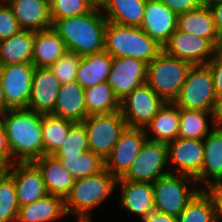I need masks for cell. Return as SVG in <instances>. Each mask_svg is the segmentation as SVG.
<instances>
[{
  "label": "cell",
  "instance_id": "obj_1",
  "mask_svg": "<svg viewBox=\"0 0 222 222\" xmlns=\"http://www.w3.org/2000/svg\"><path fill=\"white\" fill-rule=\"evenodd\" d=\"M0 119L13 163L33 162L44 155L42 114L28 109H9L0 114Z\"/></svg>",
  "mask_w": 222,
  "mask_h": 222
},
{
  "label": "cell",
  "instance_id": "obj_2",
  "mask_svg": "<svg viewBox=\"0 0 222 222\" xmlns=\"http://www.w3.org/2000/svg\"><path fill=\"white\" fill-rule=\"evenodd\" d=\"M107 19L100 7L83 15L62 18L52 22V29L64 41L68 51L80 57L104 51Z\"/></svg>",
  "mask_w": 222,
  "mask_h": 222
},
{
  "label": "cell",
  "instance_id": "obj_3",
  "mask_svg": "<svg viewBox=\"0 0 222 222\" xmlns=\"http://www.w3.org/2000/svg\"><path fill=\"white\" fill-rule=\"evenodd\" d=\"M116 181L105 168L97 174L75 179L70 193L64 199L66 215L72 212L78 216V222H92L90 211L114 192L118 187Z\"/></svg>",
  "mask_w": 222,
  "mask_h": 222
},
{
  "label": "cell",
  "instance_id": "obj_4",
  "mask_svg": "<svg viewBox=\"0 0 222 222\" xmlns=\"http://www.w3.org/2000/svg\"><path fill=\"white\" fill-rule=\"evenodd\" d=\"M104 51L112 57H130L148 64L162 52V46L140 27L107 22Z\"/></svg>",
  "mask_w": 222,
  "mask_h": 222
},
{
  "label": "cell",
  "instance_id": "obj_5",
  "mask_svg": "<svg viewBox=\"0 0 222 222\" xmlns=\"http://www.w3.org/2000/svg\"><path fill=\"white\" fill-rule=\"evenodd\" d=\"M192 65L163 51L147 64L146 83L165 102H174Z\"/></svg>",
  "mask_w": 222,
  "mask_h": 222
},
{
  "label": "cell",
  "instance_id": "obj_6",
  "mask_svg": "<svg viewBox=\"0 0 222 222\" xmlns=\"http://www.w3.org/2000/svg\"><path fill=\"white\" fill-rule=\"evenodd\" d=\"M200 189L194 177L169 173L153 182L154 210L177 217Z\"/></svg>",
  "mask_w": 222,
  "mask_h": 222
},
{
  "label": "cell",
  "instance_id": "obj_7",
  "mask_svg": "<svg viewBox=\"0 0 222 222\" xmlns=\"http://www.w3.org/2000/svg\"><path fill=\"white\" fill-rule=\"evenodd\" d=\"M216 97L209 67L195 65L188 71L186 81L174 103L179 108L212 112Z\"/></svg>",
  "mask_w": 222,
  "mask_h": 222
},
{
  "label": "cell",
  "instance_id": "obj_8",
  "mask_svg": "<svg viewBox=\"0 0 222 222\" xmlns=\"http://www.w3.org/2000/svg\"><path fill=\"white\" fill-rule=\"evenodd\" d=\"M83 123L87 133L89 151L98 154L103 160L111 153L127 126L120 111L88 115Z\"/></svg>",
  "mask_w": 222,
  "mask_h": 222
},
{
  "label": "cell",
  "instance_id": "obj_9",
  "mask_svg": "<svg viewBox=\"0 0 222 222\" xmlns=\"http://www.w3.org/2000/svg\"><path fill=\"white\" fill-rule=\"evenodd\" d=\"M167 143L146 139L129 170L121 177L124 180L153 183L169 174ZM164 170V171H163Z\"/></svg>",
  "mask_w": 222,
  "mask_h": 222
},
{
  "label": "cell",
  "instance_id": "obj_10",
  "mask_svg": "<svg viewBox=\"0 0 222 222\" xmlns=\"http://www.w3.org/2000/svg\"><path fill=\"white\" fill-rule=\"evenodd\" d=\"M165 101L144 83L120 100V112L129 127L145 128Z\"/></svg>",
  "mask_w": 222,
  "mask_h": 222
},
{
  "label": "cell",
  "instance_id": "obj_11",
  "mask_svg": "<svg viewBox=\"0 0 222 222\" xmlns=\"http://www.w3.org/2000/svg\"><path fill=\"white\" fill-rule=\"evenodd\" d=\"M35 68L32 63L0 66V80L10 109H27Z\"/></svg>",
  "mask_w": 222,
  "mask_h": 222
},
{
  "label": "cell",
  "instance_id": "obj_12",
  "mask_svg": "<svg viewBox=\"0 0 222 222\" xmlns=\"http://www.w3.org/2000/svg\"><path fill=\"white\" fill-rule=\"evenodd\" d=\"M146 139L144 128L126 126L113 150L105 158L104 168L116 179L121 178L129 170Z\"/></svg>",
  "mask_w": 222,
  "mask_h": 222
},
{
  "label": "cell",
  "instance_id": "obj_13",
  "mask_svg": "<svg viewBox=\"0 0 222 222\" xmlns=\"http://www.w3.org/2000/svg\"><path fill=\"white\" fill-rule=\"evenodd\" d=\"M216 47L200 36L176 31L162 46V51L172 57L195 65H206L212 58Z\"/></svg>",
  "mask_w": 222,
  "mask_h": 222
},
{
  "label": "cell",
  "instance_id": "obj_14",
  "mask_svg": "<svg viewBox=\"0 0 222 222\" xmlns=\"http://www.w3.org/2000/svg\"><path fill=\"white\" fill-rule=\"evenodd\" d=\"M168 163L172 174H185L196 177L204 162L203 140L177 137L167 143ZM172 168L175 170H172Z\"/></svg>",
  "mask_w": 222,
  "mask_h": 222
},
{
  "label": "cell",
  "instance_id": "obj_15",
  "mask_svg": "<svg viewBox=\"0 0 222 222\" xmlns=\"http://www.w3.org/2000/svg\"><path fill=\"white\" fill-rule=\"evenodd\" d=\"M147 64L130 57H113L108 84L114 95L122 100L135 88L146 83Z\"/></svg>",
  "mask_w": 222,
  "mask_h": 222
},
{
  "label": "cell",
  "instance_id": "obj_16",
  "mask_svg": "<svg viewBox=\"0 0 222 222\" xmlns=\"http://www.w3.org/2000/svg\"><path fill=\"white\" fill-rule=\"evenodd\" d=\"M5 171L14 180L19 206L33 203L48 194L42 174L33 162H16Z\"/></svg>",
  "mask_w": 222,
  "mask_h": 222
},
{
  "label": "cell",
  "instance_id": "obj_17",
  "mask_svg": "<svg viewBox=\"0 0 222 222\" xmlns=\"http://www.w3.org/2000/svg\"><path fill=\"white\" fill-rule=\"evenodd\" d=\"M141 29L161 46L177 29V14L159 0H147Z\"/></svg>",
  "mask_w": 222,
  "mask_h": 222
},
{
  "label": "cell",
  "instance_id": "obj_18",
  "mask_svg": "<svg viewBox=\"0 0 222 222\" xmlns=\"http://www.w3.org/2000/svg\"><path fill=\"white\" fill-rule=\"evenodd\" d=\"M60 86L50 68L36 67L27 109L40 114H51L55 108Z\"/></svg>",
  "mask_w": 222,
  "mask_h": 222
},
{
  "label": "cell",
  "instance_id": "obj_19",
  "mask_svg": "<svg viewBox=\"0 0 222 222\" xmlns=\"http://www.w3.org/2000/svg\"><path fill=\"white\" fill-rule=\"evenodd\" d=\"M22 30L43 31L52 27L49 0H5Z\"/></svg>",
  "mask_w": 222,
  "mask_h": 222
},
{
  "label": "cell",
  "instance_id": "obj_20",
  "mask_svg": "<svg viewBox=\"0 0 222 222\" xmlns=\"http://www.w3.org/2000/svg\"><path fill=\"white\" fill-rule=\"evenodd\" d=\"M122 197L121 207L134 215L140 216L141 220L154 211L153 183L135 182L118 178Z\"/></svg>",
  "mask_w": 222,
  "mask_h": 222
},
{
  "label": "cell",
  "instance_id": "obj_21",
  "mask_svg": "<svg viewBox=\"0 0 222 222\" xmlns=\"http://www.w3.org/2000/svg\"><path fill=\"white\" fill-rule=\"evenodd\" d=\"M40 170L48 194L65 199L74 185L75 178L53 155L44 154L33 161Z\"/></svg>",
  "mask_w": 222,
  "mask_h": 222
},
{
  "label": "cell",
  "instance_id": "obj_22",
  "mask_svg": "<svg viewBox=\"0 0 222 222\" xmlns=\"http://www.w3.org/2000/svg\"><path fill=\"white\" fill-rule=\"evenodd\" d=\"M177 29L184 33L208 39L215 47L222 46L212 13L208 6L177 15Z\"/></svg>",
  "mask_w": 222,
  "mask_h": 222
},
{
  "label": "cell",
  "instance_id": "obj_23",
  "mask_svg": "<svg viewBox=\"0 0 222 222\" xmlns=\"http://www.w3.org/2000/svg\"><path fill=\"white\" fill-rule=\"evenodd\" d=\"M51 114L72 122H83L88 116L84 89L76 81L62 84Z\"/></svg>",
  "mask_w": 222,
  "mask_h": 222
},
{
  "label": "cell",
  "instance_id": "obj_24",
  "mask_svg": "<svg viewBox=\"0 0 222 222\" xmlns=\"http://www.w3.org/2000/svg\"><path fill=\"white\" fill-rule=\"evenodd\" d=\"M112 60L113 57L106 51L81 57L77 67L76 82L83 89L106 82L112 68Z\"/></svg>",
  "mask_w": 222,
  "mask_h": 222
},
{
  "label": "cell",
  "instance_id": "obj_25",
  "mask_svg": "<svg viewBox=\"0 0 222 222\" xmlns=\"http://www.w3.org/2000/svg\"><path fill=\"white\" fill-rule=\"evenodd\" d=\"M203 142L204 162L195 179L198 185L202 182L201 185L207 186L211 181L222 179V128H212Z\"/></svg>",
  "mask_w": 222,
  "mask_h": 222
},
{
  "label": "cell",
  "instance_id": "obj_26",
  "mask_svg": "<svg viewBox=\"0 0 222 222\" xmlns=\"http://www.w3.org/2000/svg\"><path fill=\"white\" fill-rule=\"evenodd\" d=\"M180 108L174 102H165L151 122L144 128L147 139L169 143L179 135ZM149 133L155 134L149 138Z\"/></svg>",
  "mask_w": 222,
  "mask_h": 222
},
{
  "label": "cell",
  "instance_id": "obj_27",
  "mask_svg": "<svg viewBox=\"0 0 222 222\" xmlns=\"http://www.w3.org/2000/svg\"><path fill=\"white\" fill-rule=\"evenodd\" d=\"M67 51L64 41L49 28L36 31L33 42L32 64L35 67L49 68Z\"/></svg>",
  "mask_w": 222,
  "mask_h": 222
},
{
  "label": "cell",
  "instance_id": "obj_28",
  "mask_svg": "<svg viewBox=\"0 0 222 222\" xmlns=\"http://www.w3.org/2000/svg\"><path fill=\"white\" fill-rule=\"evenodd\" d=\"M64 215H66L64 199L57 195L47 194L33 203L20 206L16 222L56 221Z\"/></svg>",
  "mask_w": 222,
  "mask_h": 222
},
{
  "label": "cell",
  "instance_id": "obj_29",
  "mask_svg": "<svg viewBox=\"0 0 222 222\" xmlns=\"http://www.w3.org/2000/svg\"><path fill=\"white\" fill-rule=\"evenodd\" d=\"M34 38V31L21 30L0 40V66L32 63Z\"/></svg>",
  "mask_w": 222,
  "mask_h": 222
},
{
  "label": "cell",
  "instance_id": "obj_30",
  "mask_svg": "<svg viewBox=\"0 0 222 222\" xmlns=\"http://www.w3.org/2000/svg\"><path fill=\"white\" fill-rule=\"evenodd\" d=\"M147 0H105L100 7L108 22L141 27ZM105 10V11H104Z\"/></svg>",
  "mask_w": 222,
  "mask_h": 222
},
{
  "label": "cell",
  "instance_id": "obj_31",
  "mask_svg": "<svg viewBox=\"0 0 222 222\" xmlns=\"http://www.w3.org/2000/svg\"><path fill=\"white\" fill-rule=\"evenodd\" d=\"M84 100L88 115L120 111V101L107 81L84 89Z\"/></svg>",
  "mask_w": 222,
  "mask_h": 222
},
{
  "label": "cell",
  "instance_id": "obj_32",
  "mask_svg": "<svg viewBox=\"0 0 222 222\" xmlns=\"http://www.w3.org/2000/svg\"><path fill=\"white\" fill-rule=\"evenodd\" d=\"M73 123L52 114H42L44 154L52 155L64 143Z\"/></svg>",
  "mask_w": 222,
  "mask_h": 222
},
{
  "label": "cell",
  "instance_id": "obj_33",
  "mask_svg": "<svg viewBox=\"0 0 222 222\" xmlns=\"http://www.w3.org/2000/svg\"><path fill=\"white\" fill-rule=\"evenodd\" d=\"M211 111L180 108L178 137L204 140L211 132L207 123Z\"/></svg>",
  "mask_w": 222,
  "mask_h": 222
},
{
  "label": "cell",
  "instance_id": "obj_34",
  "mask_svg": "<svg viewBox=\"0 0 222 222\" xmlns=\"http://www.w3.org/2000/svg\"><path fill=\"white\" fill-rule=\"evenodd\" d=\"M177 222H218L212 199L202 186L177 216Z\"/></svg>",
  "mask_w": 222,
  "mask_h": 222
},
{
  "label": "cell",
  "instance_id": "obj_35",
  "mask_svg": "<svg viewBox=\"0 0 222 222\" xmlns=\"http://www.w3.org/2000/svg\"><path fill=\"white\" fill-rule=\"evenodd\" d=\"M75 179L99 173L104 169V160L92 151H86L73 157H55Z\"/></svg>",
  "mask_w": 222,
  "mask_h": 222
},
{
  "label": "cell",
  "instance_id": "obj_36",
  "mask_svg": "<svg viewBox=\"0 0 222 222\" xmlns=\"http://www.w3.org/2000/svg\"><path fill=\"white\" fill-rule=\"evenodd\" d=\"M19 207L13 178L0 170V222H16Z\"/></svg>",
  "mask_w": 222,
  "mask_h": 222
},
{
  "label": "cell",
  "instance_id": "obj_37",
  "mask_svg": "<svg viewBox=\"0 0 222 222\" xmlns=\"http://www.w3.org/2000/svg\"><path fill=\"white\" fill-rule=\"evenodd\" d=\"M89 150L83 122H74L64 143L52 154L54 157H73Z\"/></svg>",
  "mask_w": 222,
  "mask_h": 222
},
{
  "label": "cell",
  "instance_id": "obj_38",
  "mask_svg": "<svg viewBox=\"0 0 222 222\" xmlns=\"http://www.w3.org/2000/svg\"><path fill=\"white\" fill-rule=\"evenodd\" d=\"M51 21L83 15L94 8L88 0H49Z\"/></svg>",
  "mask_w": 222,
  "mask_h": 222
},
{
  "label": "cell",
  "instance_id": "obj_39",
  "mask_svg": "<svg viewBox=\"0 0 222 222\" xmlns=\"http://www.w3.org/2000/svg\"><path fill=\"white\" fill-rule=\"evenodd\" d=\"M80 58L77 53L67 50L60 59L49 67L61 85L76 81Z\"/></svg>",
  "mask_w": 222,
  "mask_h": 222
},
{
  "label": "cell",
  "instance_id": "obj_40",
  "mask_svg": "<svg viewBox=\"0 0 222 222\" xmlns=\"http://www.w3.org/2000/svg\"><path fill=\"white\" fill-rule=\"evenodd\" d=\"M0 1V40H3L17 34L22 29L10 6L5 4V0Z\"/></svg>",
  "mask_w": 222,
  "mask_h": 222
},
{
  "label": "cell",
  "instance_id": "obj_41",
  "mask_svg": "<svg viewBox=\"0 0 222 222\" xmlns=\"http://www.w3.org/2000/svg\"><path fill=\"white\" fill-rule=\"evenodd\" d=\"M213 77L216 96L222 95V46L216 47L212 58L206 64Z\"/></svg>",
  "mask_w": 222,
  "mask_h": 222
},
{
  "label": "cell",
  "instance_id": "obj_42",
  "mask_svg": "<svg viewBox=\"0 0 222 222\" xmlns=\"http://www.w3.org/2000/svg\"><path fill=\"white\" fill-rule=\"evenodd\" d=\"M203 189L212 199L218 222H222V179L211 181Z\"/></svg>",
  "mask_w": 222,
  "mask_h": 222
},
{
  "label": "cell",
  "instance_id": "obj_43",
  "mask_svg": "<svg viewBox=\"0 0 222 222\" xmlns=\"http://www.w3.org/2000/svg\"><path fill=\"white\" fill-rule=\"evenodd\" d=\"M13 164V157L7 141L6 131L0 119V170H5Z\"/></svg>",
  "mask_w": 222,
  "mask_h": 222
},
{
  "label": "cell",
  "instance_id": "obj_44",
  "mask_svg": "<svg viewBox=\"0 0 222 222\" xmlns=\"http://www.w3.org/2000/svg\"><path fill=\"white\" fill-rule=\"evenodd\" d=\"M177 15L198 9L201 6L200 0H159Z\"/></svg>",
  "mask_w": 222,
  "mask_h": 222
},
{
  "label": "cell",
  "instance_id": "obj_45",
  "mask_svg": "<svg viewBox=\"0 0 222 222\" xmlns=\"http://www.w3.org/2000/svg\"><path fill=\"white\" fill-rule=\"evenodd\" d=\"M208 7L212 13L216 30L219 36L222 38V1L214 3Z\"/></svg>",
  "mask_w": 222,
  "mask_h": 222
},
{
  "label": "cell",
  "instance_id": "obj_46",
  "mask_svg": "<svg viewBox=\"0 0 222 222\" xmlns=\"http://www.w3.org/2000/svg\"><path fill=\"white\" fill-rule=\"evenodd\" d=\"M211 120L214 128H222V95L215 99Z\"/></svg>",
  "mask_w": 222,
  "mask_h": 222
},
{
  "label": "cell",
  "instance_id": "obj_47",
  "mask_svg": "<svg viewBox=\"0 0 222 222\" xmlns=\"http://www.w3.org/2000/svg\"><path fill=\"white\" fill-rule=\"evenodd\" d=\"M142 222H177V217L154 210Z\"/></svg>",
  "mask_w": 222,
  "mask_h": 222
},
{
  "label": "cell",
  "instance_id": "obj_48",
  "mask_svg": "<svg viewBox=\"0 0 222 222\" xmlns=\"http://www.w3.org/2000/svg\"><path fill=\"white\" fill-rule=\"evenodd\" d=\"M9 109L10 108L6 104V99L4 96V91H3L2 83L0 80V114L6 112Z\"/></svg>",
  "mask_w": 222,
  "mask_h": 222
},
{
  "label": "cell",
  "instance_id": "obj_49",
  "mask_svg": "<svg viewBox=\"0 0 222 222\" xmlns=\"http://www.w3.org/2000/svg\"><path fill=\"white\" fill-rule=\"evenodd\" d=\"M221 1L222 0H200L201 5H203V6H210L214 3L221 2Z\"/></svg>",
  "mask_w": 222,
  "mask_h": 222
},
{
  "label": "cell",
  "instance_id": "obj_50",
  "mask_svg": "<svg viewBox=\"0 0 222 222\" xmlns=\"http://www.w3.org/2000/svg\"><path fill=\"white\" fill-rule=\"evenodd\" d=\"M94 7H101L105 0H88Z\"/></svg>",
  "mask_w": 222,
  "mask_h": 222
}]
</instances>
